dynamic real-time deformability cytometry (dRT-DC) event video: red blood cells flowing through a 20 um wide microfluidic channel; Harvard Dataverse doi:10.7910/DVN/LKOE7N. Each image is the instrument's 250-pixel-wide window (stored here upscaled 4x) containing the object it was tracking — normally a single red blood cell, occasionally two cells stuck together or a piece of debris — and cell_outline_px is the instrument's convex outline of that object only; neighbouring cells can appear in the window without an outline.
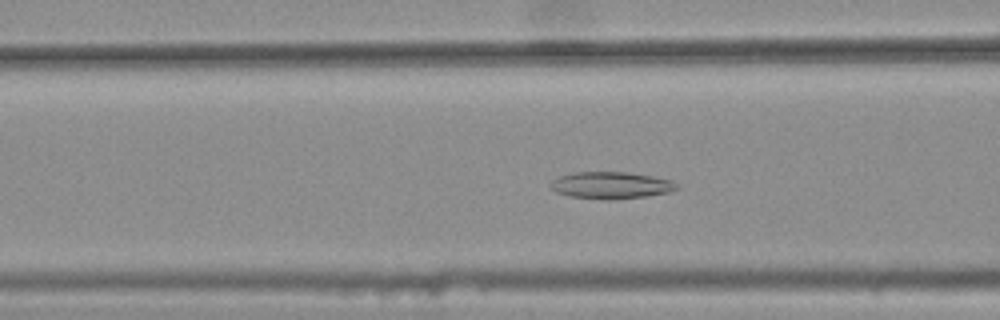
{"species": "common noctule bat (a hibernating species)", "species_latin": "Nyctalus noctula", "temperature_condition": "warm", "stored_images_in_passage": 30, "camera_frame_rate_fps": 3000, "um_per_image_px": 0.085, "animal": {"sex": "female", "body_mass_g": 25.1}, "frame": {"image": 1, "passage_image": 5, "time_ms": 1.333, "image_size_px": [1000, 320], "cell_outline_px": [[680, 188], [668, 192], [648, 196], [616, 200], [608, 200], [568, 196], [556, 192], [548, 184], [552, 180], [560, 176], [572, 172], [628, 172], [652, 176], [672, 180]], "centroid_in_image_um": [51.93, 15.75], "position_along_channel_um": 114.7, "area_um2": 20.0}}
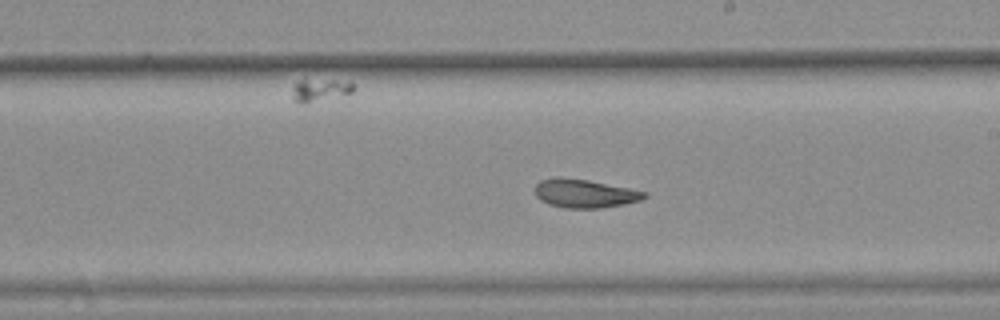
{"frame": {"image": 2, "passage_image": 15, "time_ms": 4.667, "image_size_px": [1000, 320], "cell_outline_px": [[648, 196], [640, 200], [624, 204], [600, 208], [564, 208], [548, 204], [540, 200], [536, 196], [536, 184], [540, 180], [556, 176], [560, 176], [588, 180], [648, 192]], "centroid_in_image_um": [49.67, 16.44], "position_along_channel_um": 239.3, "area_um2": 18.26}}
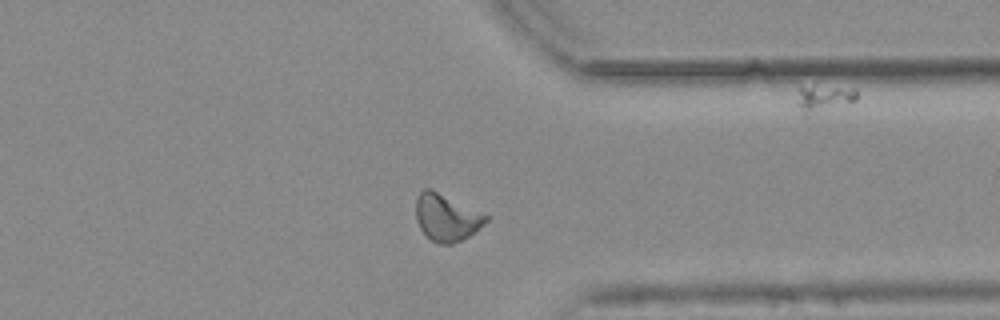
{"frame": {"image": 3, "passage_image": 26, "time_ms": 8.333, "image_size_px": [1000, 320], "cell_outline_px": [[488, 220], [484, 224], [468, 236], [452, 244], [436, 244], [420, 228], [416, 220], [416, 196], [424, 188], [432, 188], [488, 216]], "centroid_in_image_um": [37.91, 18.47], "position_along_channel_um": 373.5, "area_um2": 19.02}, "authors_computed_cell_mechanics": {"area_um2": 18.3515, "velocity_mm_per_s": 3.7454, "shape_relaxation_time_tau1_ms": null, "shape_relaxation_time_tau2_ms": 3.781, "deformation_change_tau1": null, "deformation_change_tau2": 0.1187}}